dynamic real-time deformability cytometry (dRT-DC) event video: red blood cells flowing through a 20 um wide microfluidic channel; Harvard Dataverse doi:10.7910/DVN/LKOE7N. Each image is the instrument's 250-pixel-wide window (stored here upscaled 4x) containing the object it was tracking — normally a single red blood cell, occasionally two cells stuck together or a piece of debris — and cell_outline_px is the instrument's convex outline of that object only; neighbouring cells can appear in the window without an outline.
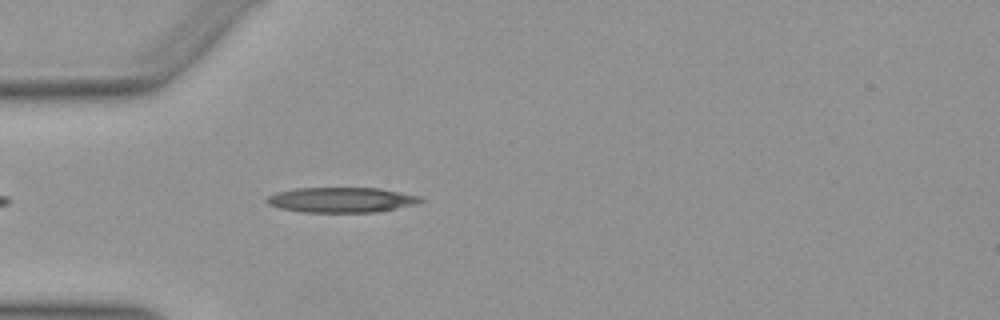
{"species": "Egyptian fruit bat (a non-hibernating species)", "species_latin": "Rousettus aegyptiacus", "temperature_condition": "warm", "stored_images_in_passage": 38, "camera_frame_rate_fps": 3000, "um_per_image_px": 0.085, "animal": {"sex": "female"}, "frame": {"image": 1, "passage_image": 2, "time_ms": 0.333, "image_size_px": [1000, 320], "cell_outline_px": [[424, 200], [420, 204], [376, 212], [300, 212], [280, 208], [268, 204], [264, 200], [268, 196], [276, 192], [296, 188], [380, 188], [420, 196]], "centroid_in_image_um": [29.04, 16.99], "position_along_channel_um": 56.0, "area_um2": 22.72}}
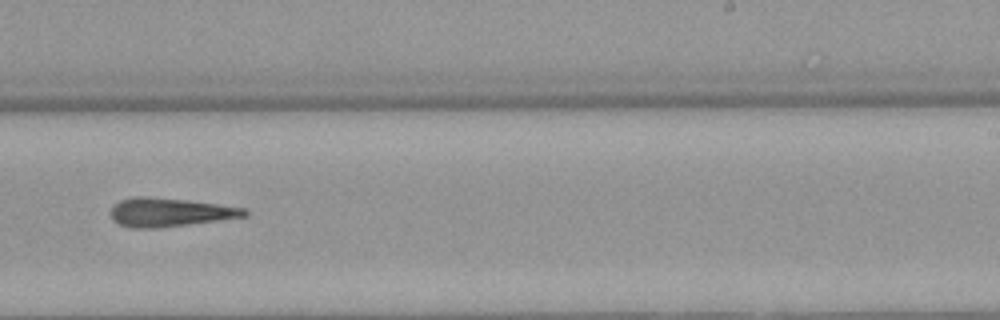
{"frame": {"image": 2, "passage_image": 19, "time_ms": 6.0, "image_size_px": [1000, 320], "cell_outline_px": [[248, 216], [220, 220], [160, 228], [132, 228], [120, 224], [112, 220], [112, 204], [120, 200], [136, 196], [144, 196], [184, 200], [216, 204], [244, 208], [248, 212]], "centroid_in_image_um": [14.41, 18.05], "position_along_channel_um": 274.6, "area_um2": 22.2}}
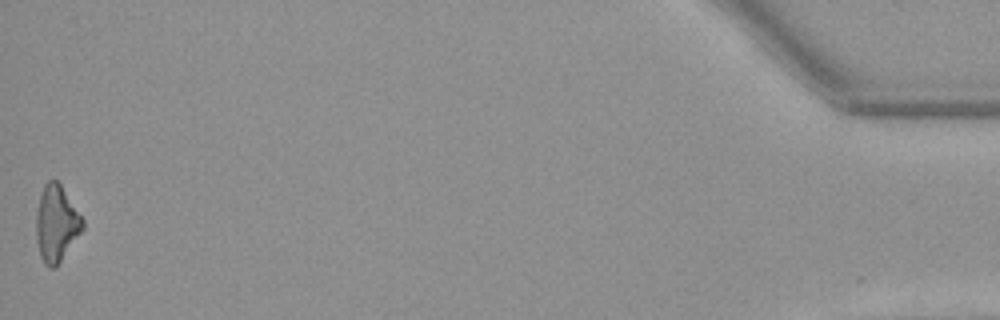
{"frame": {"image": 3, "passage_image": 38, "time_ms": 12.333, "image_size_px": [1000, 320], "cell_outline_px": [[84, 228], [60, 260], [52, 268], [48, 268], [44, 264], [40, 256], [36, 240], [36, 212], [40, 196], [44, 184], [48, 180], [56, 180], [60, 184], [84, 220]], "centroid_in_image_um": [4.77, 18.99], "position_along_channel_um": 430.4, "area_um2": 20.35}}